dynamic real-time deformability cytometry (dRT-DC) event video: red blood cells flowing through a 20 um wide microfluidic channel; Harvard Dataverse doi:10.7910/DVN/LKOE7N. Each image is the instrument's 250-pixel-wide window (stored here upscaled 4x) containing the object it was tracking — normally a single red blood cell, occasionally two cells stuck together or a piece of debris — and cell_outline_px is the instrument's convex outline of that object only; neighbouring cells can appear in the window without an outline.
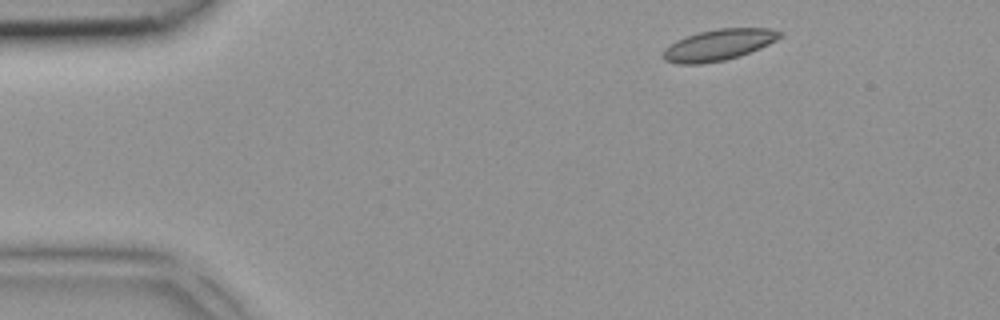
{"species": "common noctule bat (a hibernating species)", "species_latin": "Nyctalus noctula", "temperature_condition": "room temperature", "stored_images_in_passage": 4, "camera_frame_rate_fps": 3000, "um_per_image_px": 0.085, "animal": {"sex": "female", "body_mass_g": 18.4}, "frame": {"image": 1, "passage_image": 1, "time_ms": 0.0, "image_size_px": [1000, 320], "cell_outline_px": [[784, 36], [760, 48], [724, 60], [700, 64], [680, 64], [664, 60], [660, 56], [664, 48], [676, 40], [700, 32], [720, 28], [768, 28], [784, 32]], "centroid_in_image_um": [61.06, 3.81], "position_along_channel_um": 23.9, "area_um2": 21.1}}
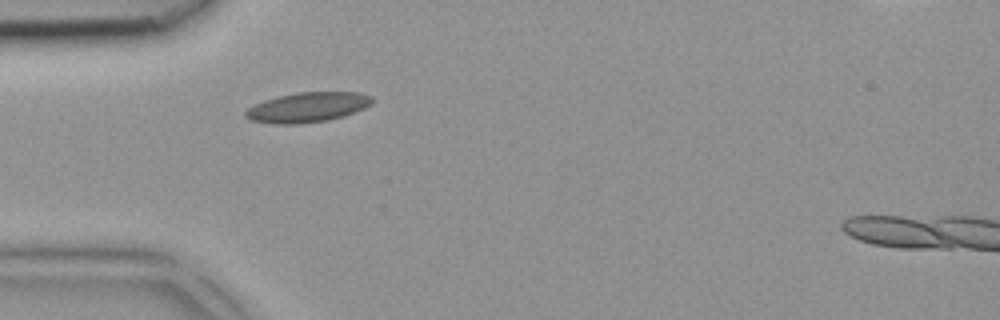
{"frame": {"image": 2, "passage_image": 3, "time_ms": 0.667, "image_size_px": [1000, 320], "cell_outline_px": [[376, 100], [372, 104], [364, 108], [328, 120], [296, 124], [276, 124], [252, 120], [244, 116], [244, 112], [248, 108], [264, 100], [276, 96], [296, 92], [360, 92], [372, 96]], "centroid_in_image_um": [26.15, 9.1], "position_along_channel_um": 58.8, "area_um2": 22.02}}